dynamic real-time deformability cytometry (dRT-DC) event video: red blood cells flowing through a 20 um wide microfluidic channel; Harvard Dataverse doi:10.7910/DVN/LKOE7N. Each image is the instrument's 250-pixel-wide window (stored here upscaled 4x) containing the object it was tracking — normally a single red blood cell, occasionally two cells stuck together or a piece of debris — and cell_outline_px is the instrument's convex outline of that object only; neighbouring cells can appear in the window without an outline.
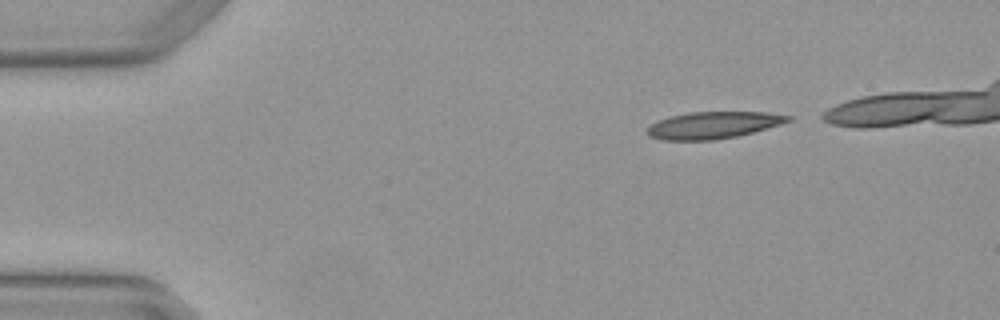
{"species": "Egyptian fruit bat (a non-hibernating species)", "species_latin": "Rousettus aegyptiacus", "temperature_condition": "warm", "stored_images_in_passage": 4, "camera_frame_rate_fps": 3000, "um_per_image_px": 0.085, "animal": {"sex": "female"}, "frame": {"image": 1, "passage_image": 1, "time_ms": 0.0, "image_size_px": [1000, 320], "cell_outline_px": [[792, 120], [780, 124], [752, 132], [736, 136], [716, 140], [664, 140], [652, 136], [648, 132], [648, 128], [652, 124], [660, 120], [672, 116], [692, 112], [764, 112], [792, 116]], "centroid_in_image_um": [60.67, 10.63], "position_along_channel_um": 24.3, "area_um2": 21.62}}